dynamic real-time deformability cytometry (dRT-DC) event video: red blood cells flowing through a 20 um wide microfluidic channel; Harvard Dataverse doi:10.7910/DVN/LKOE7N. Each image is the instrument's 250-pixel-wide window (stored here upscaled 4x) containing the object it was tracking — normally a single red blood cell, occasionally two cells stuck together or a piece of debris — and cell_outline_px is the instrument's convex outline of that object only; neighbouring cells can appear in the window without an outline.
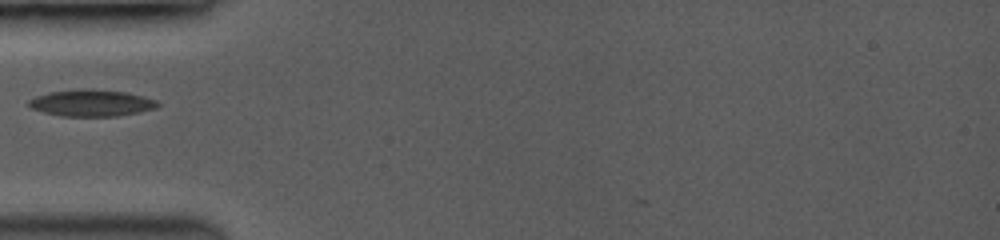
{"species": "common noctule bat (a hibernating species)", "species_latin": "Nyctalus noctula", "temperature_condition": "room temperature", "stored_images_in_passage": 26, "camera_frame_rate_fps": 3500, "um_per_image_px": 0.085, "animal": {"sex": "female", "body_mass_g": 19.0, "forearm_length_mm": 53.3}, "frame": {"image": 1, "passage_image": 1, "time_ms": 0.0, "image_size_px": [1000, 240], "cell_outline_px": [[160, 104], [156, 108], [116, 116], [60, 116], [44, 112], [32, 108], [28, 104], [28, 100], [36, 96], [52, 92], [124, 92], [156, 100]], "centroid_in_image_um": [7.77, 8.81], "position_along_channel_um": 77.2, "area_um2": 18.61}}